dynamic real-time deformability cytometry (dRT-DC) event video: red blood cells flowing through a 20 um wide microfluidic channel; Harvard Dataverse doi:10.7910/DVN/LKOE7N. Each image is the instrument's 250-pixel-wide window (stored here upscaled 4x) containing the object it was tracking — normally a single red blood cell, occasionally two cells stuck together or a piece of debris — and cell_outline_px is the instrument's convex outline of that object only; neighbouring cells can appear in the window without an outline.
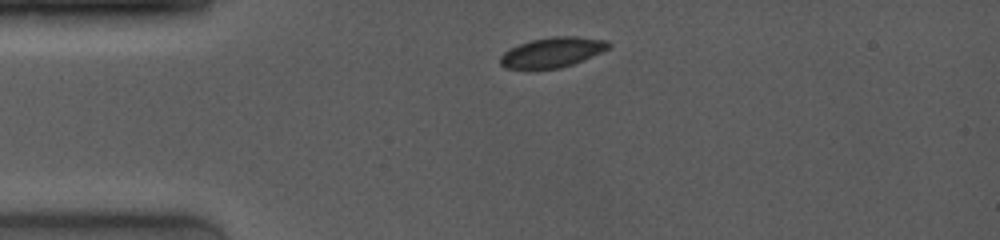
{"species": "common noctule bat (a hibernating species)", "species_latin": "Nyctalus noctula", "temperature_condition": "room temperature", "stored_images_in_passage": 3, "camera_frame_rate_fps": 4000, "um_per_image_px": 0.085, "animal": {"sex": "female", "body_mass_g": 19.0, "forearm_length_mm": 53.3}, "frame": {"image": 1, "passage_image": 1, "time_ms": 0.0, "image_size_px": [1000, 240], "cell_outline_px": [[612, 44], [608, 48], [600, 52], [572, 64], [560, 68], [532, 72], [504, 68], [500, 64], [500, 56], [504, 52], [520, 44], [532, 40], [552, 36], [576, 36], [608, 40]], "centroid_in_image_um": [46.88, 4.49], "position_along_channel_um": 38.1, "area_um2": 19.42}}